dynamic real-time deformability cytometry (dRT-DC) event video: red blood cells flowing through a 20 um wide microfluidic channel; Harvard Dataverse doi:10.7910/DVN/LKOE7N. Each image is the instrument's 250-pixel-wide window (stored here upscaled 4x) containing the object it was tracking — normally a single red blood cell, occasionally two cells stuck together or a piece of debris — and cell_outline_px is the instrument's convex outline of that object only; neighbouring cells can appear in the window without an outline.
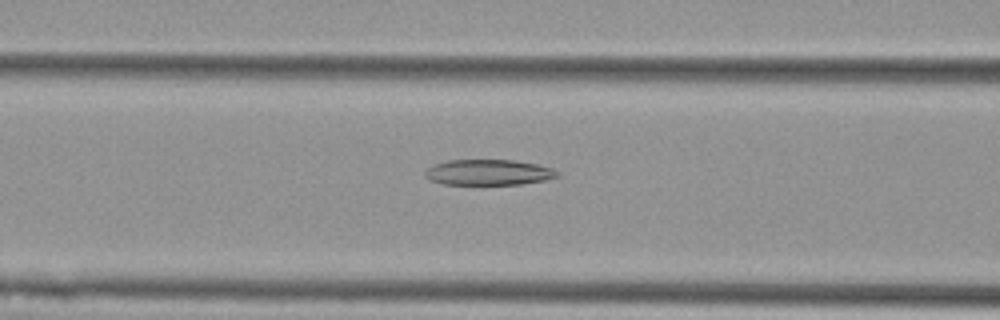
{"species": "Egyptian fruit bat (a non-hibernating species)", "species_latin": "Rousettus aegyptiacus", "temperature_condition": "cold", "stored_images_in_passage": 23, "camera_frame_rate_fps": 3000, "um_per_image_px": 0.085, "animal": {"sex": "female"}, "frame": {"image": 1, "passage_image": 11, "time_ms": 3.333, "image_size_px": [1000, 320], "cell_outline_px": [[560, 176], [544, 180], [520, 184], [444, 184], [432, 180], [424, 176], [424, 172], [428, 168], [436, 164], [448, 160], [512, 160], [536, 164], [552, 168], [560, 172]], "centroid_in_image_um": [41.55, 14.65], "position_along_channel_um": 125.1, "area_um2": 19.59}}
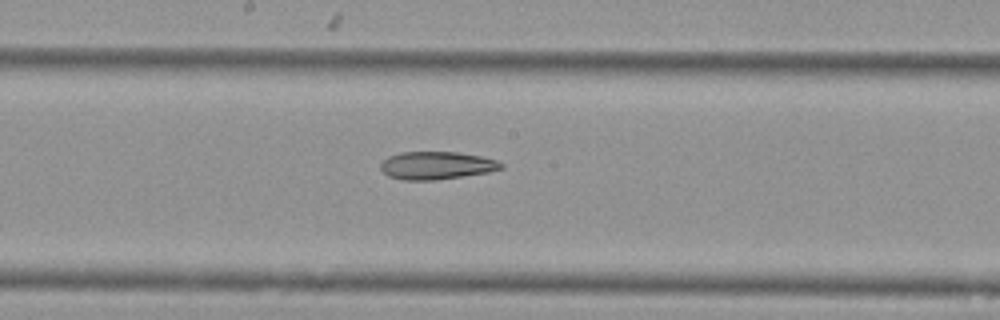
{"frame": {"image": 2, "passage_image": 18, "time_ms": 5.667, "image_size_px": [1000, 320], "cell_outline_px": [[504, 168], [488, 172], [436, 180], [400, 180], [388, 176], [380, 168], [380, 164], [388, 156], [400, 152], [456, 152], [480, 156], [496, 160], [504, 164]], "centroid_in_image_um": [37.09, 14.07], "position_along_channel_um": 211.1, "area_um2": 19.54}}
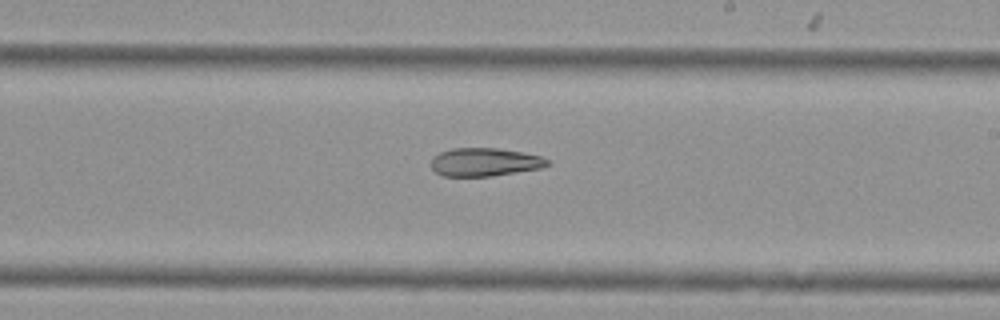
{"frame": {"image": 3, "passage_image": 21, "time_ms": 6.667, "image_size_px": [1000, 320], "cell_outline_px": [[552, 164], [540, 168], [492, 176], [444, 176], [436, 172], [432, 168], [432, 156], [440, 152], [452, 148], [496, 148], [524, 152], [540, 156], [548, 160]], "centroid_in_image_um": [41.2, 13.77], "position_along_channel_um": 247.8, "area_um2": 19.13}}